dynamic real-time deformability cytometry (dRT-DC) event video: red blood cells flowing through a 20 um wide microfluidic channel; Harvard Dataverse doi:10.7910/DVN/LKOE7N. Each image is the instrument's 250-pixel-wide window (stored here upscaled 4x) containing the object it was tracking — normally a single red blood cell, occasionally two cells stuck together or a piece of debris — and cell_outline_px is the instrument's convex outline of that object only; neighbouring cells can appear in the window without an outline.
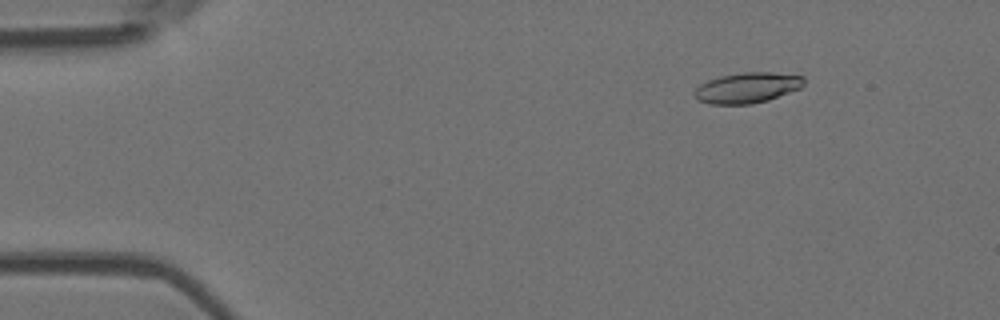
{"species": "Egyptian fruit bat (a non-hibernating species)", "species_latin": "Rousettus aegyptiacus", "temperature_condition": "room temperature", "stored_images_in_passage": 4, "camera_frame_rate_fps": 3000, "um_per_image_px": 0.085, "animal": {"sex": "female"}, "frame": {"image": 1, "passage_image": 1, "time_ms": 0.0, "image_size_px": [1000, 320], "cell_outline_px": [[804, 84], [800, 88], [768, 100], [752, 104], [708, 104], [700, 100], [692, 92], [700, 84], [708, 80], [720, 76], [744, 72], [772, 72], [804, 76]], "centroid_in_image_um": [63.52, 7.45], "position_along_channel_um": 21.5, "area_um2": 19.42}}
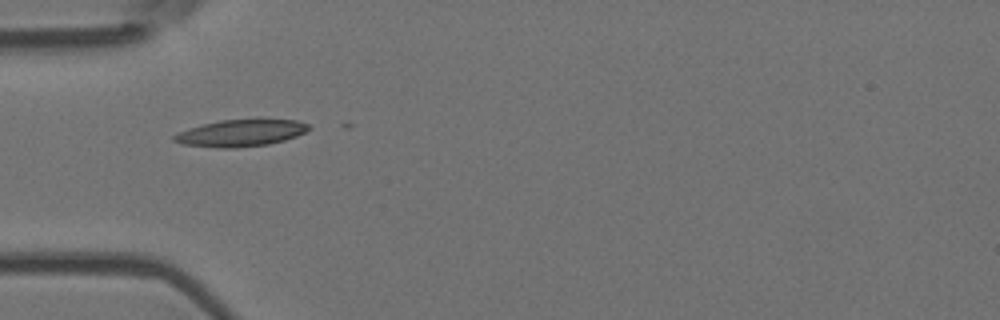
{"frame": {"image": 2, "passage_image": 4, "time_ms": 1.0, "image_size_px": [1000, 320], "cell_outline_px": [[312, 128], [296, 136], [284, 140], [268, 144], [232, 148], [216, 148], [184, 144], [172, 140], [172, 136], [176, 132], [204, 124], [220, 120], [296, 120], [308, 124]], "centroid_in_image_um": [20.43, 11.31], "position_along_channel_um": 64.6, "area_um2": 20.81}}